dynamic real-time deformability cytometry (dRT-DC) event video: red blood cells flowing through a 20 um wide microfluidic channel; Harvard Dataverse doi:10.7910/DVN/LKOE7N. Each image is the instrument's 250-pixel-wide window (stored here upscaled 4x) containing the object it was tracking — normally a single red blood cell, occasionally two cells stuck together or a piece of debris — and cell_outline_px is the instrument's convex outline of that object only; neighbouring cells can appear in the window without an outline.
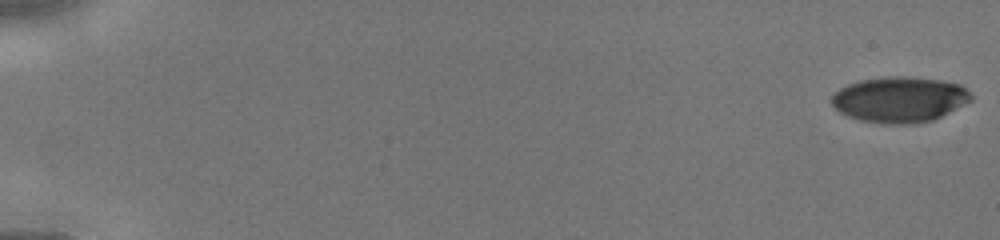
{"species": "human", "species_latin": "Homo sapiens", "temperature_condition": "cold", "stored_images_in_passage": 46, "camera_frame_rate_fps": 3000, "um_per_image_px": 0.085, "donor": {"sex": "male"}, "frame": {"image": 1, "passage_image": 1, "time_ms": 0.0, "image_size_px": [1000, 240], "cell_outline_px": [[972, 100], [932, 120], [908, 124], [888, 124], [860, 120], [848, 116], [840, 112], [832, 104], [832, 96], [840, 88], [848, 84], [860, 80], [888, 76], [904, 76], [940, 80], [960, 84], [972, 96]], "centroid_in_image_um": [76.45, 8.45], "position_along_channel_um": 8.6, "area_um2": 36.7}}
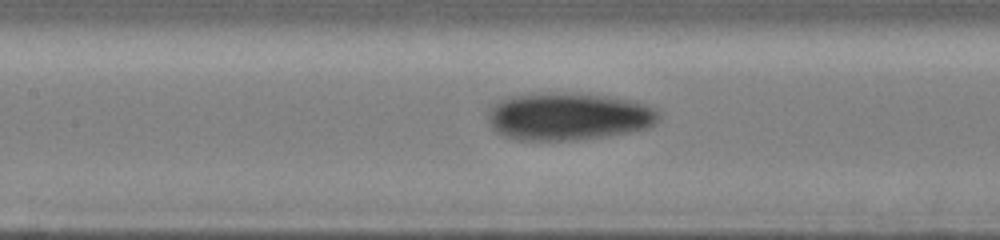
{"frame": {"image": 2, "passage_image": 23, "time_ms": 7.333, "image_size_px": [1000, 240], "cell_outline_px": [[660, 112], [656, 120], [648, 128], [628, 132], [604, 136], [576, 140], [516, 140], [504, 136], [496, 132], [492, 128], [488, 120], [488, 116], [492, 108], [500, 100], [512, 96], [536, 92], [588, 92], [612, 96], [644, 104], [656, 108]], "centroid_in_image_um": [48.31, 9.87], "position_along_channel_um": 159.1, "area_um2": 47.8}}
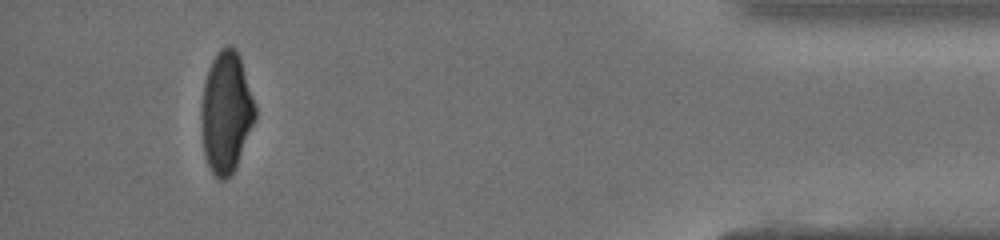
{"frame": {"image": 3, "passage_image": 43, "time_ms": 14.0, "image_size_px": [1000, 240], "cell_outline_px": [[256, 116], [236, 164], [232, 172], [224, 180], [220, 180], [212, 172], [208, 164], [204, 152], [204, 84], [212, 60], [220, 48], [224, 44], [228, 44], [236, 48], [240, 56], [256, 108]], "centroid_in_image_um": [19.26, 9.47], "position_along_channel_um": 415.9, "area_um2": 36.53}}